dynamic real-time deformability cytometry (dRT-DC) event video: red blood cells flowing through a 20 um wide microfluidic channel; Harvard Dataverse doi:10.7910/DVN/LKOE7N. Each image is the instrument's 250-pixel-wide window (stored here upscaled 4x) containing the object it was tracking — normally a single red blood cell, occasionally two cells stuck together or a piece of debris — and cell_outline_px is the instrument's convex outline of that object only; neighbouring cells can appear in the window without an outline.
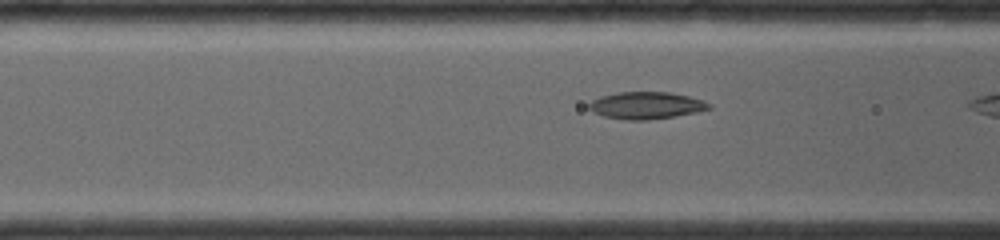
{"species": "common noctule bat (a hibernating species)", "species_latin": "Nyctalus noctula", "temperature_condition": "room temperature", "stored_images_in_passage": 9, "camera_frame_rate_fps": 4000, "um_per_image_px": 0.085, "animal": {"sex": "female", "body_mass_g": 19.0, "forearm_length_mm": 56.7}, "frame": {"image": 1, "passage_image": 8, "time_ms": 1.75, "image_size_px": [1000, 240], "cell_outline_px": [[712, 108], [696, 112], [676, 116], [648, 120], [628, 120], [604, 116], [592, 112], [588, 108], [588, 104], [592, 100], [600, 96], [620, 92], [668, 92], [688, 96], [704, 100], [712, 104]], "centroid_in_image_um": [54.93, 8.96], "position_along_channel_um": 111.7, "area_um2": 19.02}}